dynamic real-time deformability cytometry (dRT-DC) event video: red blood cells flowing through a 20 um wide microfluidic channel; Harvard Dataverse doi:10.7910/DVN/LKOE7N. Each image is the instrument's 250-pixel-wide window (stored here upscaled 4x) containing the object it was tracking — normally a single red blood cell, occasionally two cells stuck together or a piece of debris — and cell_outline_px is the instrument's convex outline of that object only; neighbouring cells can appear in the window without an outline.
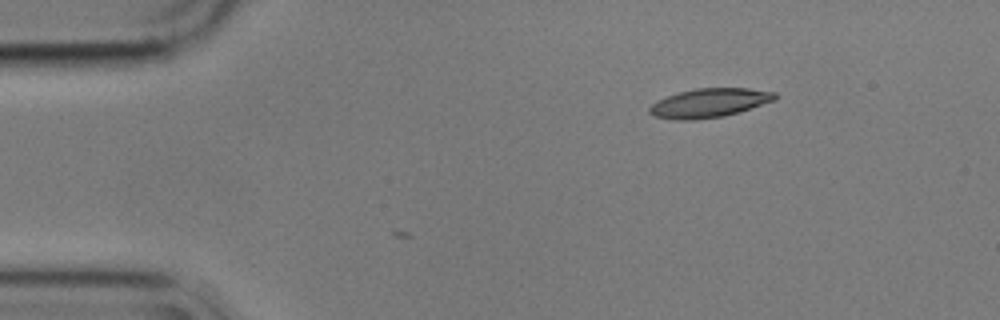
{"species": "common noctule bat (a hibernating species)", "species_latin": "Nyctalus noctula", "temperature_condition": "cold", "stored_images_in_passage": 3, "camera_frame_rate_fps": 3000, "um_per_image_px": 0.085, "animal": {"sex": "male", "body_mass_g": 17.9}, "frame": {"image": 1, "passage_image": 1, "time_ms": 0.0, "image_size_px": [1000, 320], "cell_outline_px": [[776, 100], [724, 116], [696, 120], [672, 120], [652, 116], [648, 112], [648, 108], [652, 104], [668, 96], [680, 92], [696, 88], [748, 88], [776, 92]], "centroid_in_image_um": [60.27, 8.76], "position_along_channel_um": 24.7, "area_um2": 21.15}}